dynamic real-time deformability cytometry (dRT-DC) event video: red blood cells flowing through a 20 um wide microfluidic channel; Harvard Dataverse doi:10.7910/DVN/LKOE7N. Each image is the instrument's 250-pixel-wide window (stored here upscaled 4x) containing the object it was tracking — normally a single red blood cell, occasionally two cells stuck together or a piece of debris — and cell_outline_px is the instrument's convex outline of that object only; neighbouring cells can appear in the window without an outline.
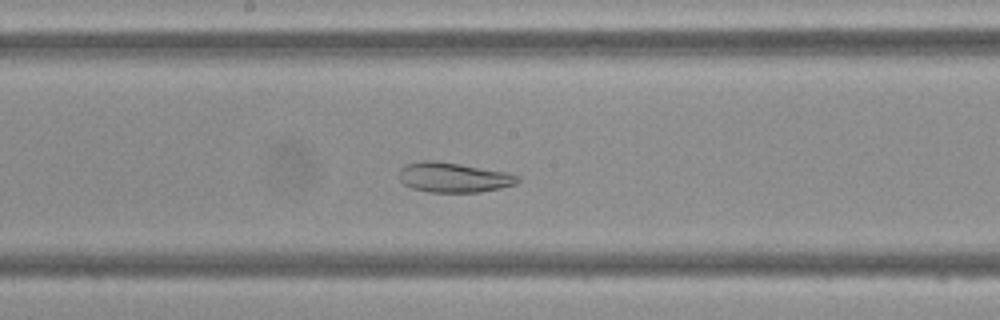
{"species": "Egyptian fruit bat (a non-hibernating species)", "species_latin": "Rousettus aegyptiacus", "temperature_condition": "cold", "stored_images_in_passage": 39, "camera_frame_rate_fps": 3000, "um_per_image_px": 0.085, "frame": {"image": 1, "passage_image": 16, "time_ms": 5.0, "image_size_px": [1000, 320], "cell_outline_px": [[520, 180], [516, 184], [500, 188], [480, 192], [428, 192], [412, 188], [404, 184], [400, 180], [400, 168], [404, 164], [420, 160], [436, 160], [508, 172], [520, 176]], "centroid_in_image_um": [38.55, 15.07], "position_along_channel_um": 209.6, "area_um2": 20.87}}
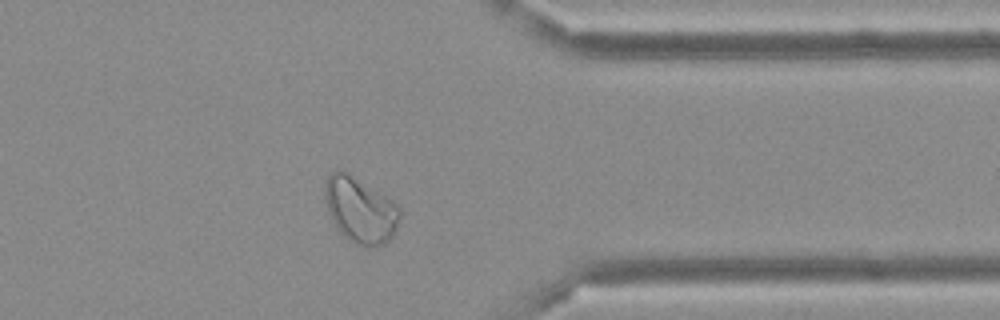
{"frame": {"image": 2, "passage_image": 29, "time_ms": 9.333, "image_size_px": [1000, 320], "cell_outline_px": [[400, 216], [396, 228], [392, 236], [384, 244], [368, 248], [364, 248], [356, 244], [344, 236], [340, 232], [332, 220], [324, 196], [324, 184], [328, 176], [332, 172], [340, 168], [344, 168], [392, 200], [400, 208]], "centroid_in_image_um": [30.61, 17.82], "position_along_channel_um": 380.8, "area_um2": 28.96}}
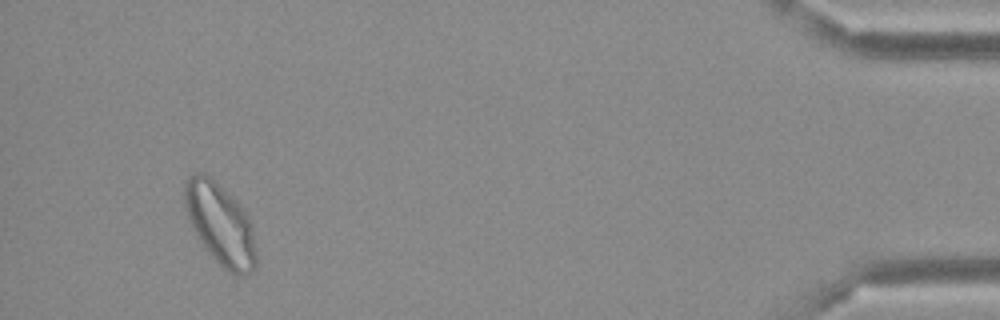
{"frame": {"image": 3, "passage_image": 36, "time_ms": 11.667, "image_size_px": [1000, 320], "cell_outline_px": [[256, 268], [252, 272], [240, 276], [236, 276], [228, 272], [212, 256], [200, 240], [188, 216], [184, 204], [184, 184], [188, 176], [196, 172], [204, 172], [236, 200], [244, 208], [252, 224], [256, 256]], "centroid_in_image_um": [18.75, 19.05], "position_along_channel_um": 416.5, "area_um2": 33.81}}